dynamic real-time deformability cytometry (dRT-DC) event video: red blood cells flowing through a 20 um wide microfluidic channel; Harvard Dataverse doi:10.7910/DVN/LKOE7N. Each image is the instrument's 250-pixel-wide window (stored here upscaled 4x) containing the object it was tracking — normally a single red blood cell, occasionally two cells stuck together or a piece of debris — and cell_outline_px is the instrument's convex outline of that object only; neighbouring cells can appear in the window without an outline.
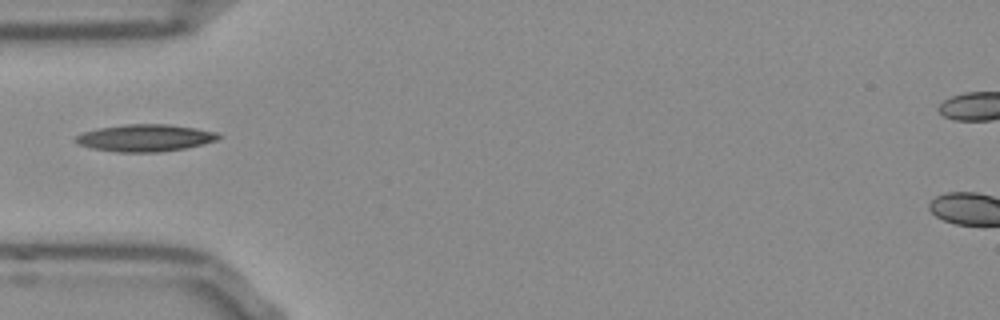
{"species": "Egyptian fruit bat (a non-hibernating species)", "species_latin": "Rousettus aegyptiacus", "temperature_condition": "room temperature", "stored_images_in_passage": 37, "camera_frame_rate_fps": 3000, "um_per_image_px": 0.085, "frame": {"image": 1, "passage_image": 1, "time_ms": 0.0, "image_size_px": [1000, 320], "cell_outline_px": [[220, 136], [216, 140], [204, 144], [184, 148], [160, 152], [116, 152], [92, 148], [80, 144], [72, 140], [76, 136], [84, 132], [100, 128], [128, 124], [168, 124], [196, 128], [216, 132]], "centroid_in_image_um": [12.33, 11.72], "position_along_channel_um": 72.7, "area_um2": 22.37}}
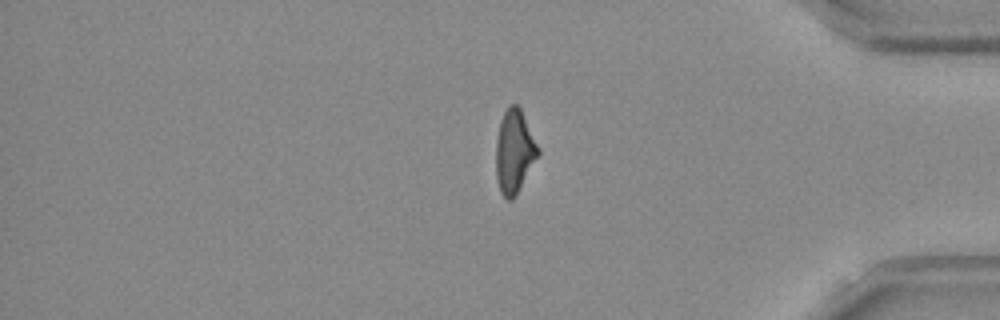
{"frame": {"image": 2, "passage_image": 28, "time_ms": 9.0, "image_size_px": [1000, 320], "cell_outline_px": [[540, 152], [512, 200], [508, 200], [500, 192], [496, 176], [496, 140], [500, 120], [508, 104], [516, 104], [520, 108], [540, 148]], "centroid_in_image_um": [43.7, 12.83], "position_along_channel_um": 391.5, "area_um2": 20.23}}
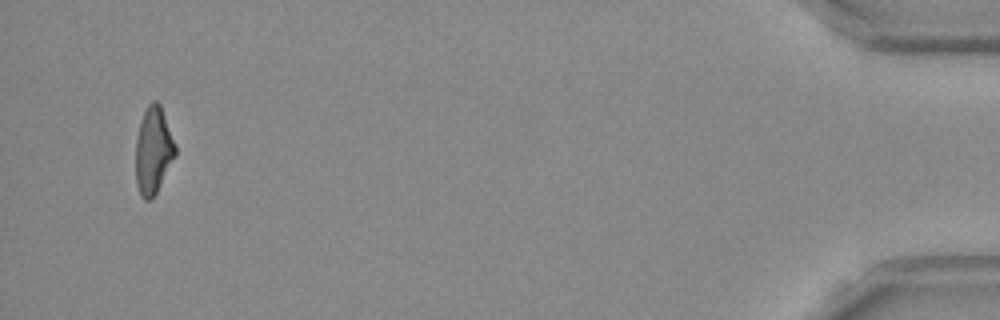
{"frame": {"image": 3, "passage_image": 35, "time_ms": 11.333, "image_size_px": [1000, 320], "cell_outline_px": [[176, 156], [156, 192], [148, 200], [144, 200], [140, 196], [136, 184], [136, 136], [144, 112], [148, 104], [152, 100], [156, 100], [160, 104], [176, 144]], "centroid_in_image_um": [13.03, 12.78], "position_along_channel_um": 422.2, "area_um2": 20.06}}